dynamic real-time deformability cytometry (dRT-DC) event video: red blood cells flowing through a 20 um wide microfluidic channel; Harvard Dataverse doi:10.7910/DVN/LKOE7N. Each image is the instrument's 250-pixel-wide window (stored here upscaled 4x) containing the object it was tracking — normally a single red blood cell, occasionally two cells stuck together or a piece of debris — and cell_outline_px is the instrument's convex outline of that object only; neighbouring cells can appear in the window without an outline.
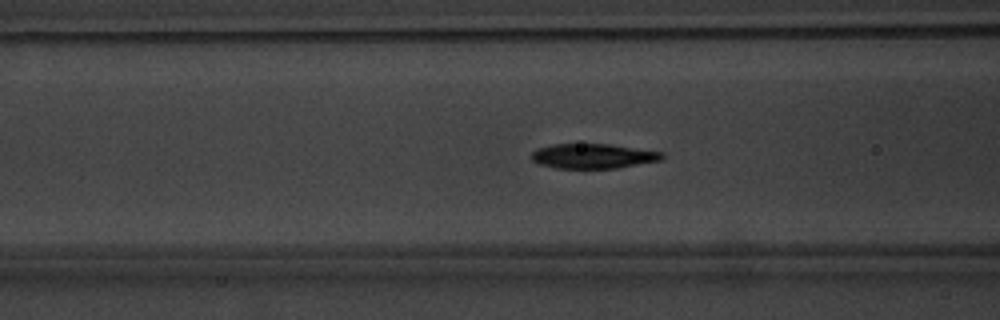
{"species": "common noctule bat (a hibernating species)", "species_latin": "Nyctalus noctula", "temperature_condition": "warm", "stored_images_in_passage": 38, "camera_frame_rate_fps": 3000, "um_per_image_px": 0.085, "animal": {"sex": "male", "body_mass_g": 20.1, "forearm_length_mm": 53.5}, "frame": {"image": 1, "passage_image": 6, "time_ms": 1.667, "image_size_px": [1000, 320], "cell_outline_px": [[664, 156], [660, 160], [616, 168], [556, 168], [540, 164], [532, 160], [532, 152], [536, 148], [552, 144], [608, 144], [664, 152]], "centroid_in_image_um": [50.39, 13.26], "position_along_channel_um": 116.2, "area_um2": 18.73}}
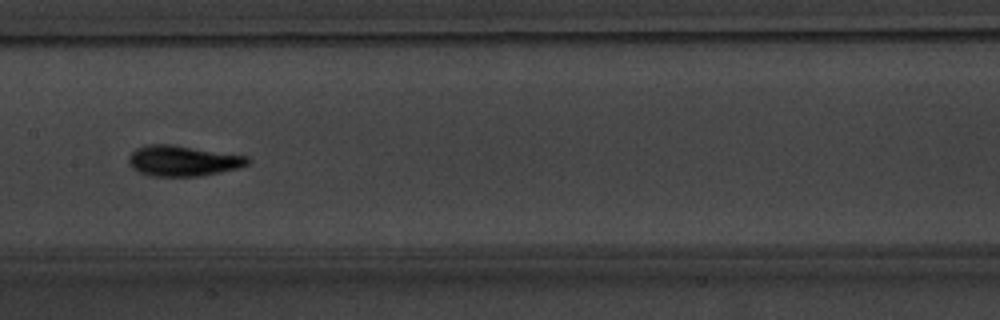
{"frame": {"image": 2, "passage_image": 12, "time_ms": 3.667, "image_size_px": [1000, 320], "cell_outline_px": [[252, 160], [248, 164], [240, 168], [200, 176], [152, 176], [140, 172], [132, 168], [128, 164], [128, 156], [136, 148], [148, 144], [172, 144], [248, 156]], "centroid_in_image_um": [15.55, 13.66], "position_along_channel_um": 191.8, "area_um2": 21.39}}
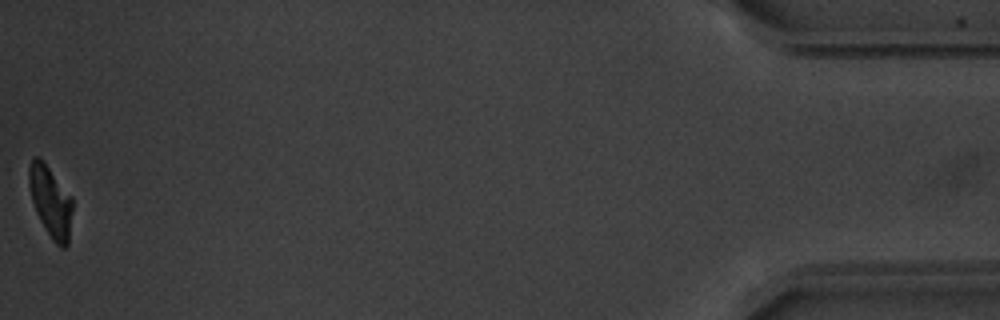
{"frame": {"image": 3, "passage_image": 38, "time_ms": 12.333, "image_size_px": [1000, 320], "cell_outline_px": [[72, 208], [68, 244], [64, 248], [60, 248], [52, 240], [40, 220], [36, 212], [32, 200], [28, 184], [28, 168], [32, 160], [36, 156], [40, 156], [72, 196]], "centroid_in_image_um": [4.29, 17.11], "position_along_channel_um": 430.9, "area_um2": 18.09}, "authors_computed_cell_mechanics": {"area_um2": 19.941, "velocity_mm_per_s": 3.773, "shape_relaxation_time_tau1_ms": 2.3216, "shape_relaxation_time_tau2_ms": 3.2039, "deformation_change_tau1": 0.1559, "deformation_change_tau2": 0.0421}}